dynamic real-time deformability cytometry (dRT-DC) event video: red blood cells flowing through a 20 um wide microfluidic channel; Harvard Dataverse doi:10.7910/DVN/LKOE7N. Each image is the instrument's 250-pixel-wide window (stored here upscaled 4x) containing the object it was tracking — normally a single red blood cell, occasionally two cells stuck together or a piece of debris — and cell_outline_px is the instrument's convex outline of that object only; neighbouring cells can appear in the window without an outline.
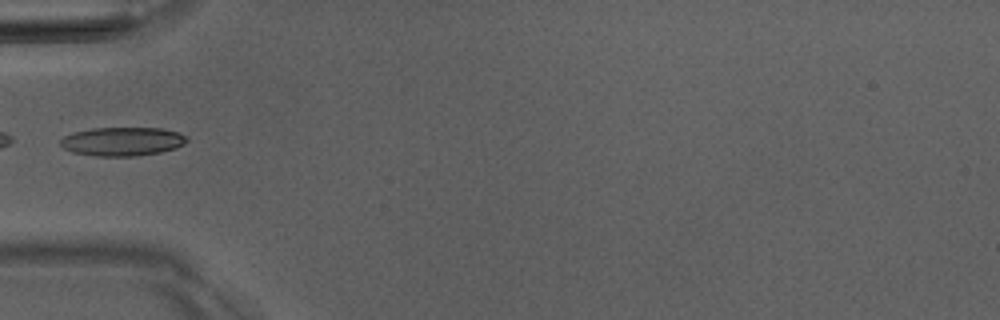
{"species": "Egyptian fruit bat (a non-hibernating species)", "species_latin": "Rousettus aegyptiacus", "temperature_condition": "room temperature", "stored_images_in_passage": 4, "camera_frame_rate_fps": 3000, "um_per_image_px": 0.085, "animal": {"sex": "male"}, "frame": {"image": 1, "passage_image": 4, "time_ms": 3.667, "image_size_px": [1000, 320], "cell_outline_px": [[188, 140], [184, 144], [176, 148], [160, 152], [136, 156], [96, 156], [72, 152], [64, 148], [60, 144], [60, 140], [64, 136], [72, 132], [92, 128], [160, 128], [176, 132], [188, 136]], "centroid_in_image_um": [10.39, 12.02], "position_along_channel_um": 74.6, "area_um2": 21.21}}